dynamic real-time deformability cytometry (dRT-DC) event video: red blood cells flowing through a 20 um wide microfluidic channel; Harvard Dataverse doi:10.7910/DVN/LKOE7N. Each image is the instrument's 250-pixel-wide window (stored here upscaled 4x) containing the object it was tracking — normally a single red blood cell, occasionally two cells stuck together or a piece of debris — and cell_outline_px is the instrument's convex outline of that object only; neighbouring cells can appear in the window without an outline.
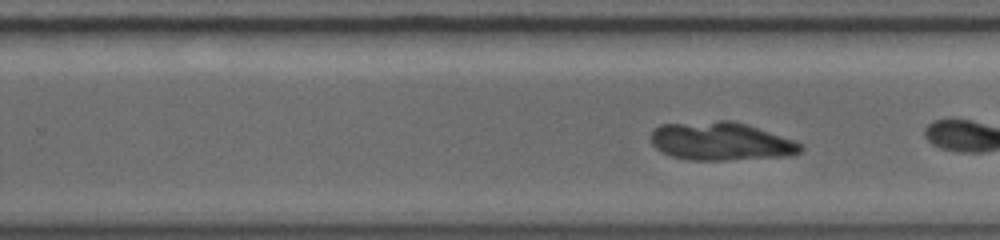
{"species": "common noctule bat (a hibernating species)", "species_latin": "Nyctalus noctula", "temperature_condition": "warm", "stored_images_in_passage": 22, "camera_frame_rate_fps": 5000, "um_per_image_px": 0.085, "animal": {"sex": "female", "body_mass_g": 19.0, "forearm_length_mm": 56.7}, "frame": {"image": 1, "passage_image": 16, "time_ms": 5.0, "image_size_px": [1000, 240], "cell_outline_px": [[804, 148], [800, 152], [792, 156], [724, 160], [688, 160], [672, 156], [656, 148], [652, 144], [652, 128], [660, 124], [720, 120], [732, 120], [796, 140], [804, 144]], "centroid_in_image_um": [61.31, 12.01], "position_along_channel_um": 268.5, "area_um2": 33.64}}
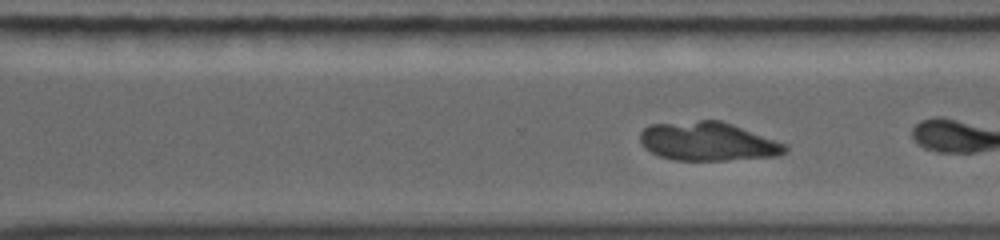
{"frame": {"image": 2, "passage_image": 19, "time_ms": 6.0, "image_size_px": [1000, 240], "cell_outline_px": [[788, 148], [780, 156], [728, 160], [672, 160], [660, 156], [644, 148], [640, 140], [640, 132], [648, 124], [700, 120], [720, 120], [732, 124], [784, 144]], "centroid_in_image_um": [60.12, 12.02], "position_along_channel_um": 310.5, "area_um2": 32.6}}